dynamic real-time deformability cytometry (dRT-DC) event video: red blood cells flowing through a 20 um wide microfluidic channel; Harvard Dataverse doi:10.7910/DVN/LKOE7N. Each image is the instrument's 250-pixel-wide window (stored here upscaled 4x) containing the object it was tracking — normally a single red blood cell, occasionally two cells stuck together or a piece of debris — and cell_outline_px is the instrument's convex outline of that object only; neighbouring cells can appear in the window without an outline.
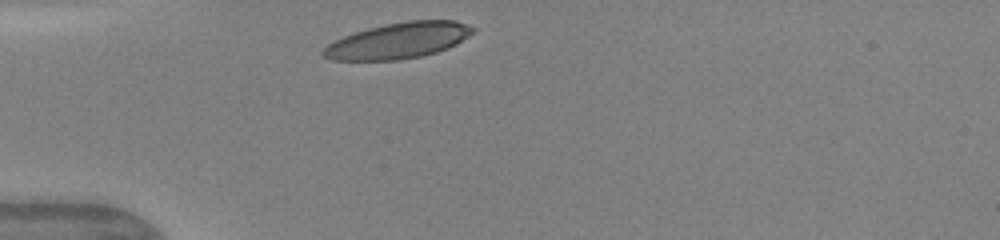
{"species": "human", "species_latin": "Homo sapiens", "temperature_condition": "warm", "stored_images_in_passage": 28, "camera_frame_rate_fps": 3000, "um_per_image_px": 0.085, "donor": {"sex": "female"}, "frame": {"image": 1, "passage_image": 1, "time_ms": 0.0, "image_size_px": [1000, 240], "cell_outline_px": [[476, 28], [468, 36], [456, 44], [448, 48], [436, 52], [420, 56], [400, 60], [332, 60], [324, 56], [320, 52], [328, 44], [344, 36], [368, 28], [384, 24], [408, 20], [456, 20], [468, 24]], "centroid_in_image_um": [33.88, 3.44], "position_along_channel_um": 51.1, "area_um2": 31.21}, "authors_computed_cell_mechanics": {"area_um2": 30.3739, "velocity_mm_per_s": 4.1554, "shape_relaxation_time_tau1_ms": 2.198, "shape_relaxation_time_tau2_ms": null, "deformation_change_tau1": 0.1185, "deformation_change_tau2": null}}